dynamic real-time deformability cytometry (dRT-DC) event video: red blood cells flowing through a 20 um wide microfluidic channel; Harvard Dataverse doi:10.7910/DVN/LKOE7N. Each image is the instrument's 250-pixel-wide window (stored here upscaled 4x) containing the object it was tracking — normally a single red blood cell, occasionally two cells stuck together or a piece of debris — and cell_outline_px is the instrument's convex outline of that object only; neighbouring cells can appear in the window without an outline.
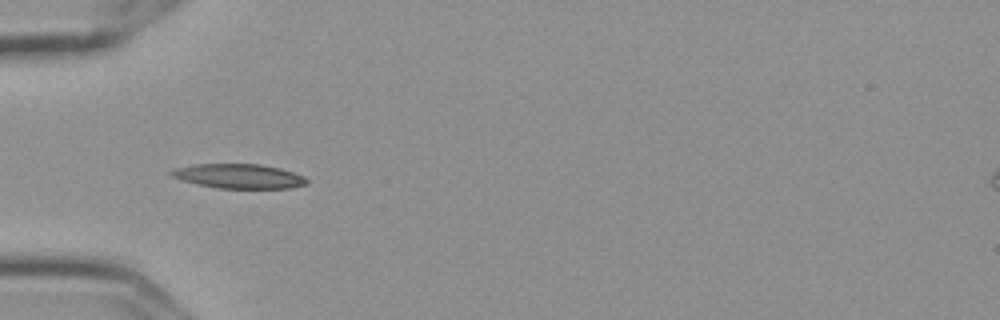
{"species": "Egyptian fruit bat (a non-hibernating species)", "species_latin": "Rousettus aegyptiacus", "temperature_condition": "cold", "stored_images_in_passage": 6, "camera_frame_rate_fps": 3000, "um_per_image_px": 0.085, "frame": {"image": 1, "passage_image": 5, "time_ms": 1.333, "image_size_px": [1000, 320], "cell_outline_px": [[308, 184], [288, 188], [216, 188], [196, 184], [172, 176], [168, 172], [176, 168], [196, 164], [260, 164], [280, 168], [304, 176], [308, 180]], "centroid_in_image_um": [20.32, 14.97], "position_along_channel_um": 64.7, "area_um2": 19.19}}
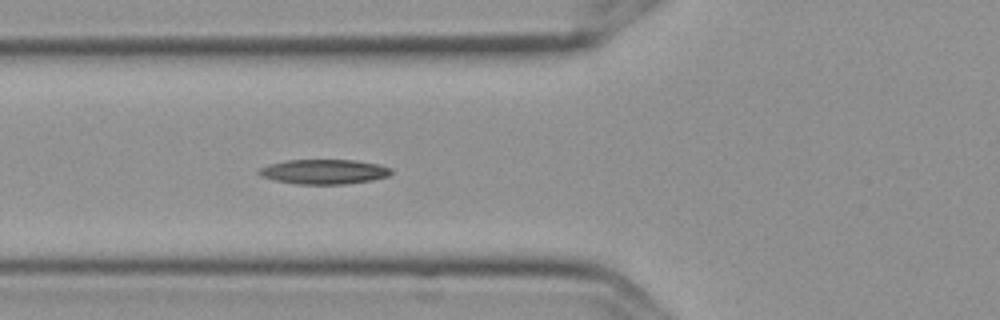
{"frame": {"image": 2, "passage_image": 6, "time_ms": 1.667, "image_size_px": [1000, 320], "cell_outline_px": [[392, 172], [388, 176], [372, 180], [344, 184], [296, 184], [276, 180], [260, 176], [256, 172], [260, 168], [268, 164], [288, 160], [356, 160], [376, 164], [392, 168]], "centroid_in_image_um": [27.52, 14.59], "position_along_channel_um": 98.3, "area_um2": 19.02}}